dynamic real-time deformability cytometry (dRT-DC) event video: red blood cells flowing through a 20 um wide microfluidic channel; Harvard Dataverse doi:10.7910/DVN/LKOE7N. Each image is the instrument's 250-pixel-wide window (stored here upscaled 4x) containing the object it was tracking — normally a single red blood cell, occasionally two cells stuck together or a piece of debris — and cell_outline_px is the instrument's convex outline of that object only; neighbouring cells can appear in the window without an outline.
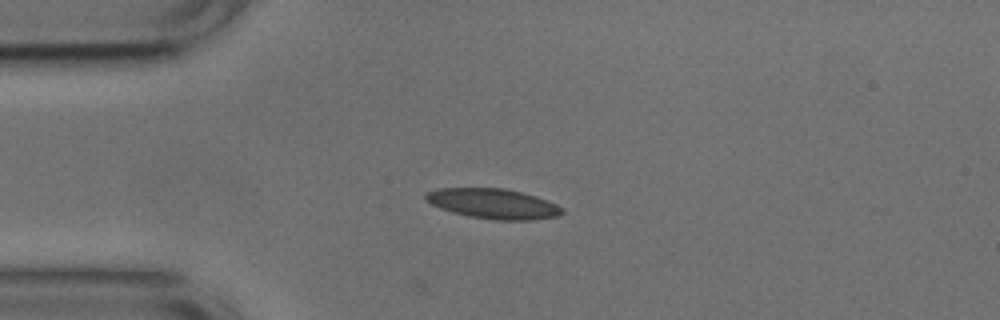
{"species": "common noctule bat (a hibernating species)", "species_latin": "Nyctalus noctula", "temperature_condition": "cold", "stored_images_in_passage": 34, "camera_frame_rate_fps": 3000, "um_per_image_px": 0.085, "animal": {"sex": "male", "body_mass_g": 17.9, "forearm_length_mm": 54.2}, "frame": {"image": 1, "passage_image": 1, "time_ms": 0.0, "image_size_px": [1000, 320], "cell_outline_px": [[564, 212], [556, 216], [532, 220], [496, 220], [468, 216], [452, 212], [440, 208], [424, 200], [424, 196], [428, 192], [436, 188], [504, 188], [536, 196], [548, 200], [564, 208]], "centroid_in_image_um": [41.92, 17.31], "position_along_channel_um": 43.1, "area_um2": 23.93}}
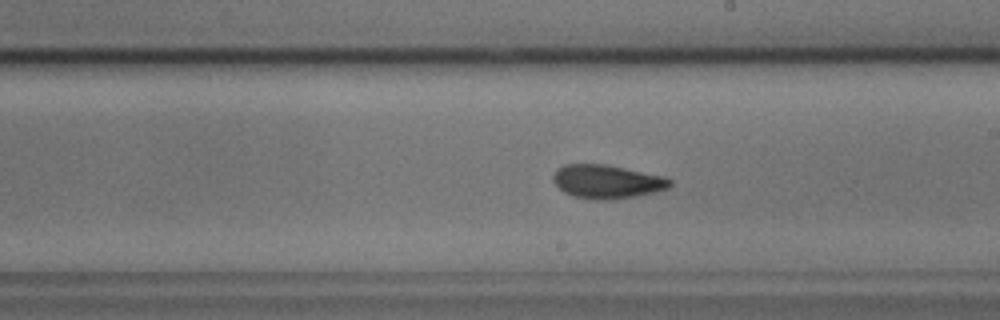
{"frame": {"image": 2, "passage_image": 18, "time_ms": 5.667, "image_size_px": [1000, 320], "cell_outline_px": [[672, 184], [668, 188], [656, 192], [636, 196], [604, 200], [596, 200], [572, 196], [564, 192], [552, 180], [552, 176], [556, 168], [564, 164], [608, 164], [664, 176], [672, 180]], "centroid_in_image_um": [51.59, 15.43], "position_along_channel_um": 237.4, "area_um2": 23.12}}
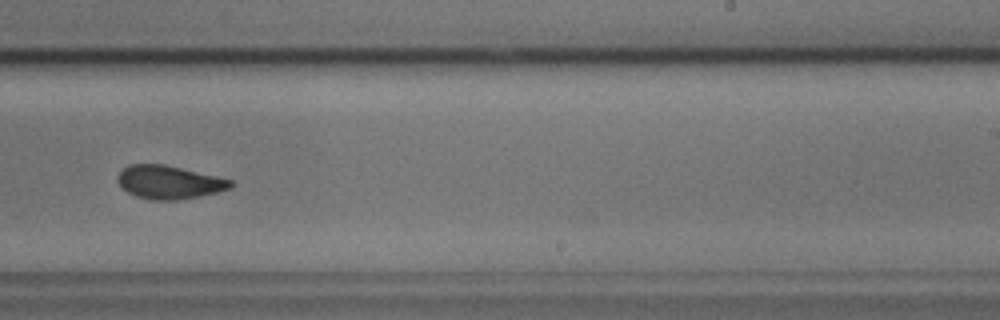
{"frame": {"image": 3, "passage_image": 21, "time_ms": 6.667, "image_size_px": [1000, 320], "cell_outline_px": [[236, 184], [232, 188], [216, 192], [176, 200], [152, 200], [136, 196], [128, 192], [116, 180], [116, 176], [128, 164], [164, 164], [232, 180]], "centroid_in_image_um": [14.36, 15.48], "position_along_channel_um": 274.6, "area_um2": 21.73}, "authors_computed_cell_mechanics": {"area_um2": 22.7732, "velocity_mm_per_s": 3.734, "shape_relaxation_time_tau1_ms": 3.9191, "shape_relaxation_time_tau2_ms": 2.0838, "deformation_change_tau1": 0.1262, "deformation_change_tau2": 0.0683}}